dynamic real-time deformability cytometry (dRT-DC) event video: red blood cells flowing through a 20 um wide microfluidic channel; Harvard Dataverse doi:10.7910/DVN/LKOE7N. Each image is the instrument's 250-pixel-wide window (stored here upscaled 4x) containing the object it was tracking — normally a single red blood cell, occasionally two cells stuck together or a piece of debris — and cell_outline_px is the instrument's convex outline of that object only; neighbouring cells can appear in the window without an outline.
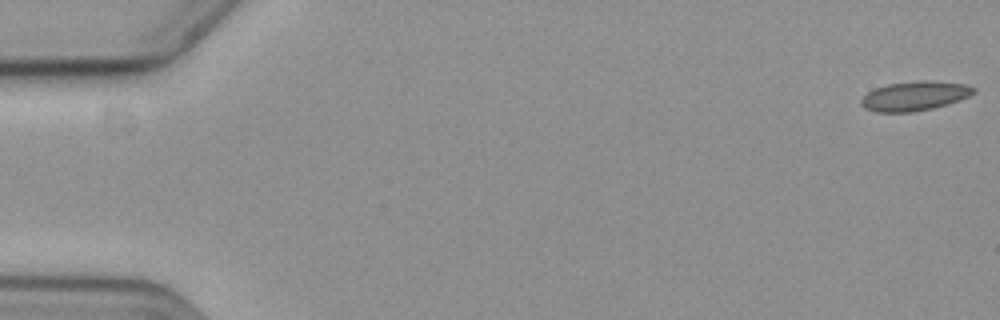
{"species": "common noctule bat (a hibernating species)", "species_latin": "Nyctalus noctula", "temperature_condition": "cold", "stored_images_in_passage": 9, "camera_frame_rate_fps": 3000, "um_per_image_px": 0.085, "animal": {"sex": "female", "body_mass_g": 19.3, "forearm_length_mm": 54.1}, "frame": {"image": 1, "passage_image": 1, "time_ms": 0.0, "image_size_px": [1000, 320], "cell_outline_px": [[976, 92], [968, 96], [948, 104], [932, 108], [912, 112], [876, 112], [864, 108], [860, 104], [860, 100], [868, 92], [876, 88], [888, 84], [916, 80], [932, 80], [964, 84], [976, 88]], "centroid_in_image_um": [77.74, 8.15], "position_along_channel_um": 7.3, "area_um2": 19.31}}